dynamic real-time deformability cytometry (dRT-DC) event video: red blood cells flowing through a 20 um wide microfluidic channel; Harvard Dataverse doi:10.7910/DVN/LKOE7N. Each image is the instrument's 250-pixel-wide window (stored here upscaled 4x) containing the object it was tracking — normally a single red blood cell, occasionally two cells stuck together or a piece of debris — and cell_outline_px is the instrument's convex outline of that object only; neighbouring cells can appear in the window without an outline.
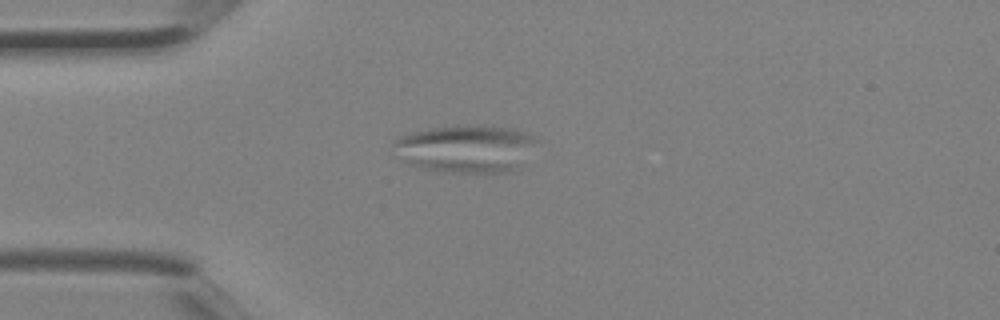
{"species": "Egyptian fruit bat (a non-hibernating species)", "species_latin": "Rousettus aegyptiacus", "temperature_condition": "room temperature", "stored_images_in_passage": 3, "camera_frame_rate_fps": 3000, "um_per_image_px": 0.085, "animal": {"sex": "female"}, "frame": {"image": 1, "passage_image": 2, "time_ms": 0.333, "image_size_px": [1000, 320], "cell_outline_px": [[536, 140], [516, 168], [512, 172], [444, 172], [424, 168], [408, 164], [392, 156], [392, 140], [396, 136], [412, 132], [432, 128], [480, 124], [508, 128], [536, 136]], "centroid_in_image_um": [39.44, 12.63], "position_along_channel_um": 45.6, "area_um2": 39.77}}
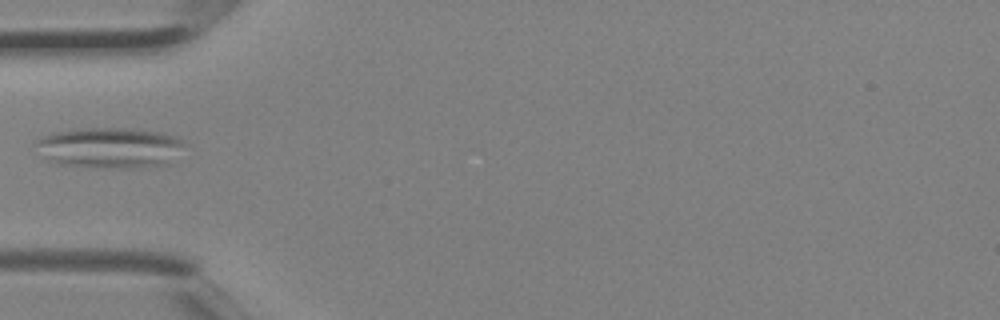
{"frame": {"image": 2, "passage_image": 3, "time_ms": 0.667, "image_size_px": [1000, 320], "cell_outline_px": [[184, 144], [168, 164], [144, 168], [100, 168], [56, 164], [44, 156], [32, 144], [40, 136], [56, 132], [80, 128], [132, 128], [160, 132], [180, 136], [184, 140]], "centroid_in_image_um": [9.32, 12.55], "position_along_channel_um": 75.7, "area_um2": 35.78}}